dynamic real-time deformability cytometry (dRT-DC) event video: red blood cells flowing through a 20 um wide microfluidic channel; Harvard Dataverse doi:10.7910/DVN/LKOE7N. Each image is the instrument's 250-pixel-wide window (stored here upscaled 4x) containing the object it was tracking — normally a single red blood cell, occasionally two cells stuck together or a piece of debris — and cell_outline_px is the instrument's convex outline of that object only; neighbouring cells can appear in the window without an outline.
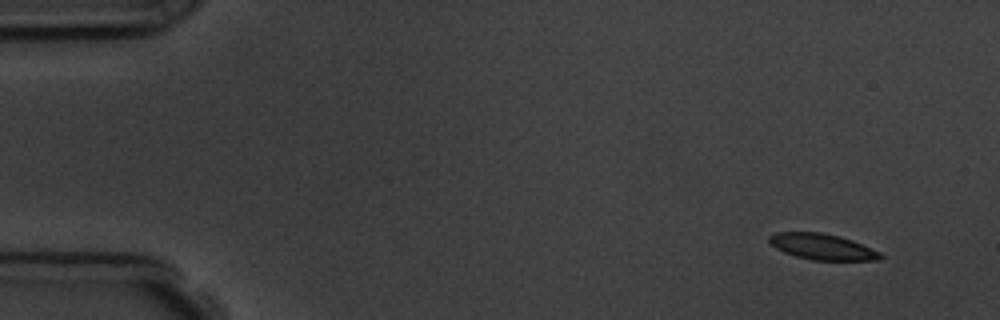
{"species": "common noctule bat (a hibernating species)", "species_latin": "Nyctalus noctula", "temperature_condition": "room temperature", "stored_images_in_passage": 5, "camera_frame_rate_fps": 3000, "um_per_image_px": 0.085, "animal": {"sex": "male", "body_mass_g": 19.5, "forearm_length_mm": 54.6}, "frame": {"image": 1, "passage_image": 1, "time_ms": 0.0, "image_size_px": [1000, 320], "cell_outline_px": [[884, 256], [880, 260], [812, 260], [796, 256], [784, 252], [776, 248], [768, 240], [768, 236], [776, 232], [820, 232], [840, 236], [852, 240], [880, 252]], "centroid_in_image_um": [69.89, 20.97], "position_along_channel_um": 15.1, "area_um2": 16.76}}
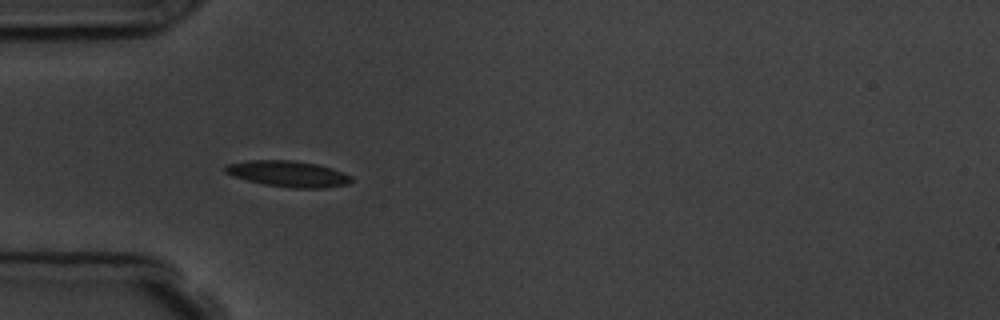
{"frame": {"image": 2, "passage_image": 4, "time_ms": 4.333, "image_size_px": [1000, 320], "cell_outline_px": [[352, 180], [348, 184], [324, 188], [292, 188], [264, 184], [232, 176], [224, 172], [224, 168], [228, 164], [248, 160], [292, 160], [316, 164], [352, 176]], "centroid_in_image_um": [24.46, 14.78], "position_along_channel_um": 60.5, "area_um2": 18.9}}